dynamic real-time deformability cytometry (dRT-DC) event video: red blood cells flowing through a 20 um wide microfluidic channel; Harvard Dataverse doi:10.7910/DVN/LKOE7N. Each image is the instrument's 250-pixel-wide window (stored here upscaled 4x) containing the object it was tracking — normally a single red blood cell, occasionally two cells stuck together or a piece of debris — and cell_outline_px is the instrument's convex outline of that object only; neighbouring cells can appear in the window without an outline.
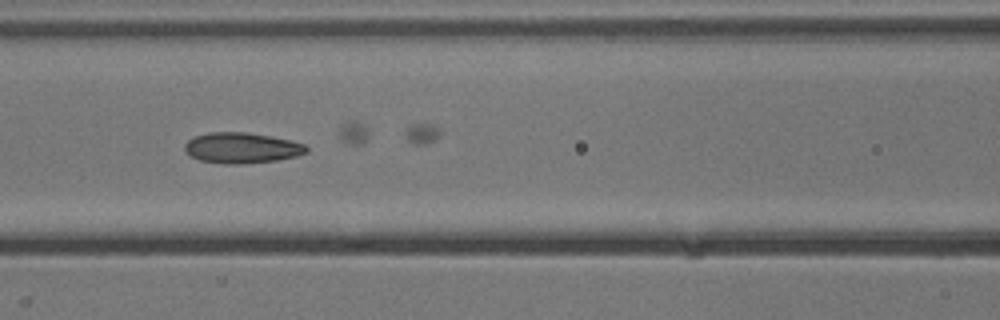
{"species": "common noctule bat (a hibernating species)", "species_latin": "Nyctalus noctula", "temperature_condition": "cold", "stored_images_in_passage": 53, "camera_frame_rate_fps": 3000, "um_per_image_px": 0.085, "animal": {"sex": "male", "body_mass_g": 13.3}, "frame": {"image": 1, "passage_image": 22, "time_ms": 7.0, "image_size_px": [1000, 320], "cell_outline_px": [[308, 152], [296, 156], [276, 160], [240, 164], [224, 164], [200, 160], [184, 152], [184, 144], [192, 136], [208, 132], [248, 132], [272, 136], [292, 140], [304, 144], [308, 148]], "centroid_in_image_um": [20.53, 12.56], "position_along_channel_um": 146.1, "area_um2": 21.96}}
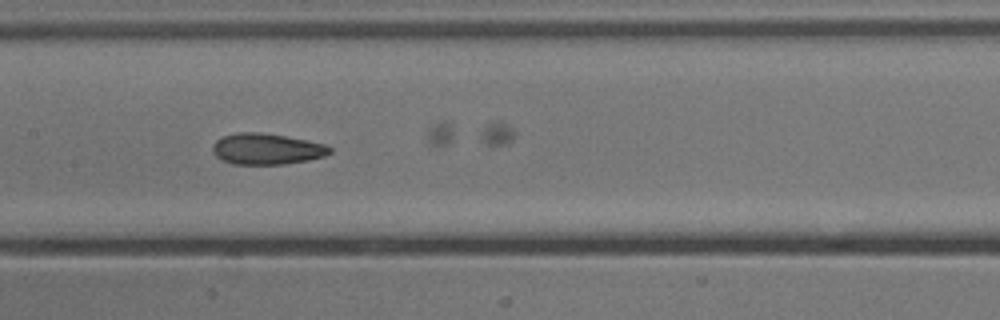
{"frame": {"image": 2, "passage_image": 25, "time_ms": 8.0, "image_size_px": [1000, 320], "cell_outline_px": [[332, 152], [324, 156], [308, 160], [284, 164], [232, 164], [216, 156], [212, 152], [212, 144], [216, 140], [224, 136], [236, 132], [260, 132], [284, 136], [324, 144], [332, 148]], "centroid_in_image_um": [22.64, 12.66], "position_along_channel_um": 184.8, "area_um2": 21.1}}
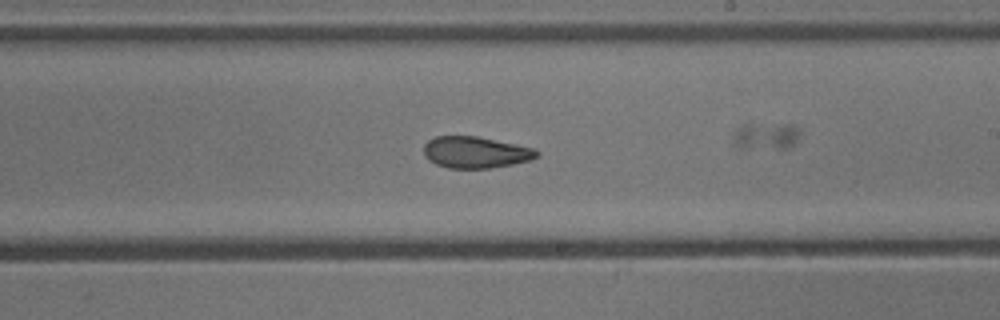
{"frame": {"image": 3, "passage_image": 30, "time_ms": 9.667, "image_size_px": [1000, 320], "cell_outline_px": [[540, 156], [532, 160], [512, 164], [488, 168], [448, 168], [436, 164], [428, 160], [424, 156], [424, 144], [428, 140], [436, 136], [476, 136], [536, 148], [540, 152]], "centroid_in_image_um": [40.45, 12.94], "position_along_channel_um": 248.6, "area_um2": 20.92}, "authors_computed_cell_mechanics": {"area_um2": 21.7328, "velocity_mm_per_s": 3.848, "shape_relaxation_time_tau1_ms": null, "shape_relaxation_time_tau2_ms": 1.1554, "deformation_change_tau1": null, "deformation_change_tau2": 0.0815}}